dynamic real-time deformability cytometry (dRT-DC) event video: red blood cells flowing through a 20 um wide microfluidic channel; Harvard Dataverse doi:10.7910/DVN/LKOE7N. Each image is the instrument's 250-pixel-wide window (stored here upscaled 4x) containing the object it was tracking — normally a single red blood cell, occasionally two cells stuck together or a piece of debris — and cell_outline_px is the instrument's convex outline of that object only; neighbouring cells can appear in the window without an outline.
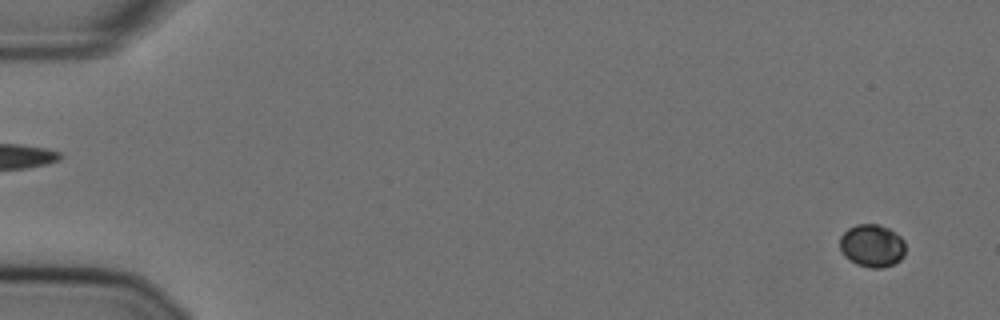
{"species": "Egyptian fruit bat (a non-hibernating species)", "species_latin": "Rousettus aegyptiacus", "temperature_condition": "cold", "stored_images_in_passage": 41, "camera_frame_rate_fps": 3000, "um_per_image_px": 0.085, "animal": {"sex": "female"}, "frame": {"image": 1, "passage_image": 4, "time_ms": 1.0, "image_size_px": [1000, 320], "cell_outline_px": [[904, 256], [900, 260], [892, 264], [880, 268], [872, 268], [856, 264], [848, 260], [844, 256], [840, 248], [840, 236], [848, 228], [856, 224], [880, 224], [896, 232], [904, 240]], "centroid_in_image_um": [74.11, 20.87], "position_along_channel_um": 10.9, "area_um2": 16.47}}
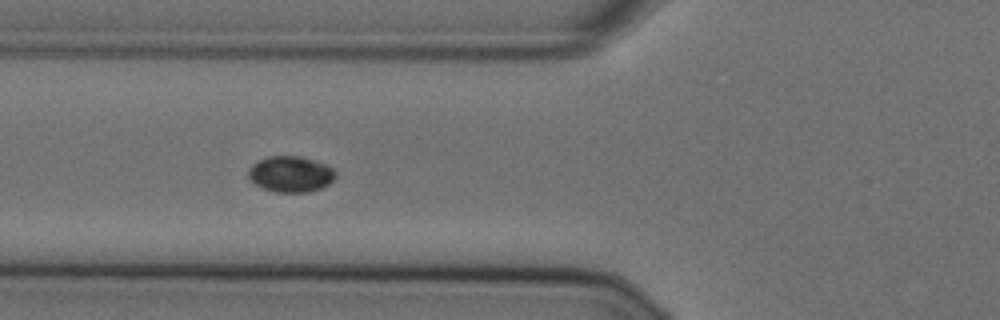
{"frame": {"image": 2, "passage_image": 23, "time_ms": 7.333, "image_size_px": [1000, 320], "cell_outline_px": [[336, 176], [328, 184], [320, 188], [308, 192], [276, 192], [264, 188], [256, 184], [248, 176], [248, 168], [256, 160], [268, 156], [300, 156], [324, 164], [332, 168], [336, 172]], "centroid_in_image_um": [24.68, 14.79], "position_along_channel_um": 101.1, "area_um2": 18.15}}
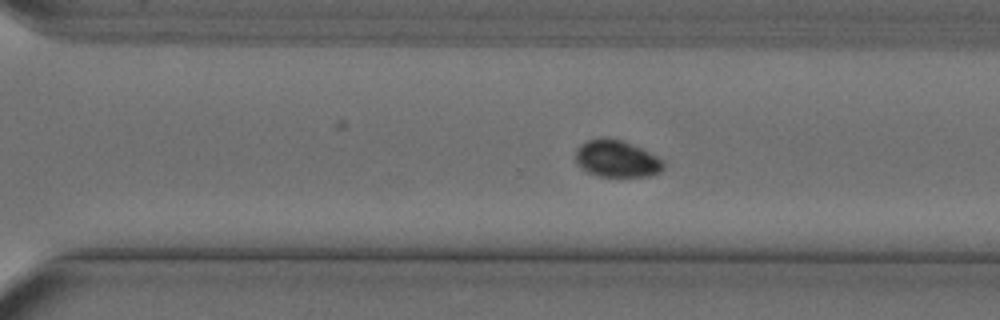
{"frame": {"image": 3, "passage_image": 41, "time_ms": 13.333, "image_size_px": [1000, 320], "cell_outline_px": [[664, 168], [660, 172], [652, 176], [600, 176], [588, 172], [580, 168], [576, 164], [576, 148], [580, 144], [588, 140], [620, 140], [632, 144], [664, 160]], "centroid_in_image_um": [52.43, 13.53], "position_along_channel_um": 318.2, "area_um2": 18.55}}